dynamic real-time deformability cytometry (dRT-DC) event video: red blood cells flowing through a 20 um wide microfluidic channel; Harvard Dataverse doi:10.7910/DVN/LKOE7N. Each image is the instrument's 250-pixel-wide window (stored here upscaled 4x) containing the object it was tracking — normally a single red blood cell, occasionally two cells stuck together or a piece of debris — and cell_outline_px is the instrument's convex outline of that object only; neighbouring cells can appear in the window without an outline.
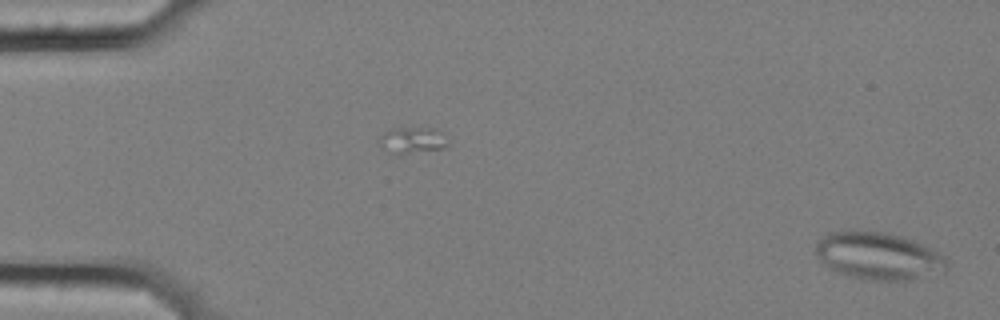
{"species": "common noctule bat (a hibernating species)", "species_latin": "Nyctalus noctula", "temperature_condition": "cold", "stored_images_in_passage": 57, "segment_of_instrument_passage": [1, 2], "camera_frame_rate_fps": 3000, "um_per_image_px": 0.085, "animal": {"sex": "female", "body_mass_g": 25.1}, "frame": {"image": 1, "passage_image": 1, "time_ms": 0.0, "image_size_px": [1000, 320], "cell_outline_px": [[948, 268], [944, 272], [912, 280], [860, 280], [844, 276], [828, 268], [816, 256], [816, 244], [820, 236], [828, 232], [884, 232], [900, 236], [912, 240], [948, 256]], "centroid_in_image_um": [74.68, 21.8], "position_along_channel_um": 10.3, "area_um2": 36.59}}